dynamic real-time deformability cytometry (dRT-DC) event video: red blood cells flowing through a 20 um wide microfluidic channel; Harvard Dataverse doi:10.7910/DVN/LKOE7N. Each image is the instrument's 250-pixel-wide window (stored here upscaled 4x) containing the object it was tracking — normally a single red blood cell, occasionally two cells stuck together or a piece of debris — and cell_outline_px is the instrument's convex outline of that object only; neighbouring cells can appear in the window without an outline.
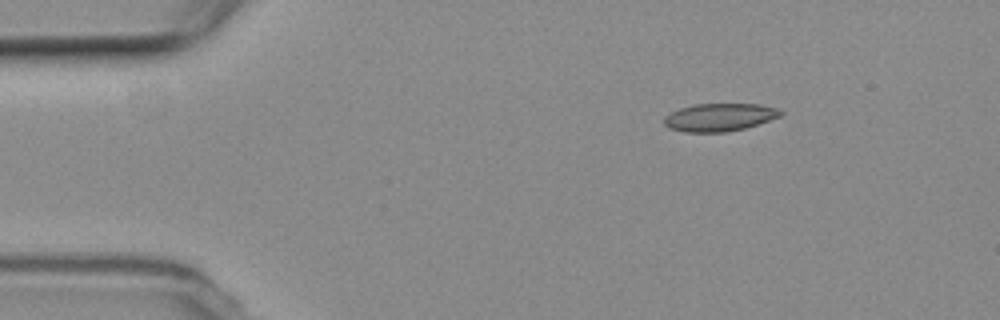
{"species": "common noctule bat (a hibernating species)", "species_latin": "Nyctalus noctula", "temperature_condition": "room temperature", "stored_images_in_passage": 5, "camera_frame_rate_fps": 3000, "um_per_image_px": 0.085, "animal": {"sex": "female", "body_mass_g": 19.3, "forearm_length_mm": 54.1}, "frame": {"image": 1, "passage_image": 1, "time_ms": 0.0, "image_size_px": [1000, 320], "cell_outline_px": [[784, 112], [780, 116], [744, 128], [728, 132], [684, 132], [668, 128], [664, 124], [664, 116], [680, 108], [696, 104], [760, 104], [776, 108]], "centroid_in_image_um": [61.12, 9.97], "position_along_channel_um": 23.9, "area_um2": 18.79}}
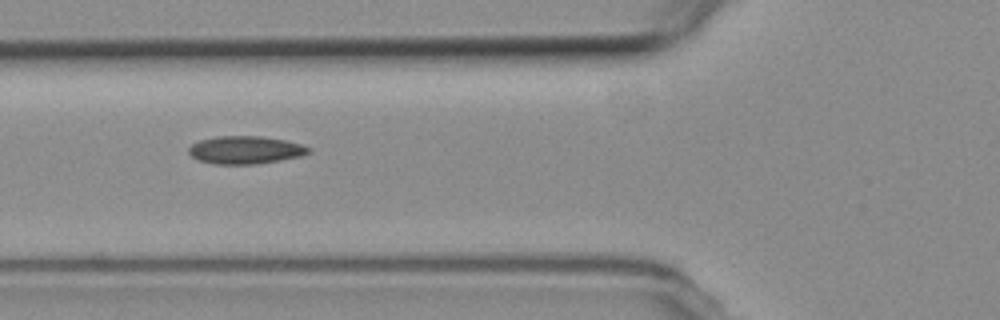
{"frame": {"image": 2, "passage_image": 4, "time_ms": 4.333, "image_size_px": [1000, 320], "cell_outline_px": [[312, 152], [300, 156], [280, 160], [256, 164], [212, 164], [200, 160], [192, 156], [188, 152], [188, 148], [192, 144], [200, 140], [216, 136], [260, 136], [284, 140], [300, 144], [312, 148]], "centroid_in_image_um": [20.86, 12.74], "position_along_channel_um": 104.9, "area_um2": 19.42}}
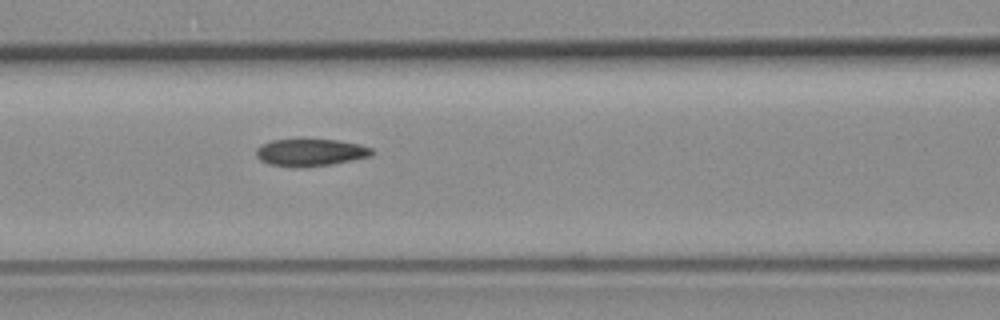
{"frame": {"image": 3, "passage_image": 5, "time_ms": 5.333, "image_size_px": [1000, 320], "cell_outline_px": [[376, 152], [372, 156], [332, 164], [296, 168], [268, 164], [260, 160], [256, 156], [256, 148], [260, 144], [272, 140], [336, 140], [360, 144], [372, 148]], "centroid_in_image_um": [26.39, 12.97], "position_along_channel_um": 140.2, "area_um2": 18.5}}